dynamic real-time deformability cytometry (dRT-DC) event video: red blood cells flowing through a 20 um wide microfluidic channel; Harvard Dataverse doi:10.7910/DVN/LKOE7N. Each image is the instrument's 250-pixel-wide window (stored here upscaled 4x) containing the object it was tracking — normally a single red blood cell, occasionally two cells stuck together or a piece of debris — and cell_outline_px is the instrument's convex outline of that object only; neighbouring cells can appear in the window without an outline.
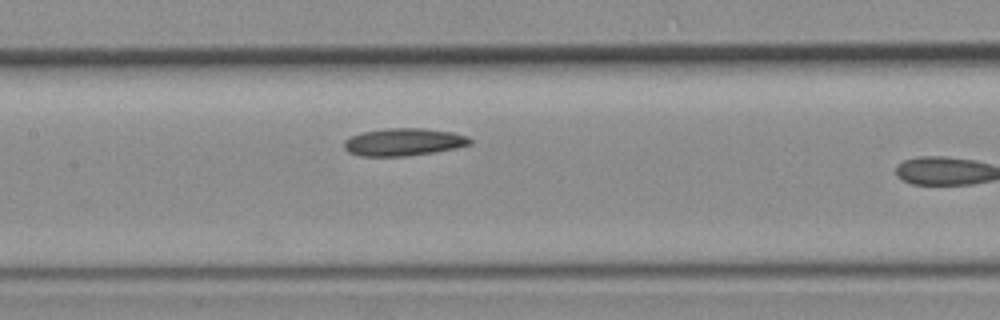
{"species": "common noctule bat (a hibernating species)", "species_latin": "Nyctalus noctula", "temperature_condition": "room temperature", "stored_images_in_passage": 7, "camera_frame_rate_fps": 3000, "um_per_image_px": 0.085, "animal": {"sex": "female", "body_mass_g": 19.3, "forearm_length_mm": 54.1}, "frame": {"image": 1, "passage_image": 5, "time_ms": 1.333, "image_size_px": [1000, 320], "cell_outline_px": [[472, 144], [432, 152], [404, 156], [360, 156], [348, 152], [344, 148], [344, 140], [352, 136], [364, 132], [384, 128], [424, 128], [452, 132], [468, 136], [472, 140]], "centroid_in_image_um": [34.29, 12.06], "position_along_channel_um": 173.1, "area_um2": 20.06}}